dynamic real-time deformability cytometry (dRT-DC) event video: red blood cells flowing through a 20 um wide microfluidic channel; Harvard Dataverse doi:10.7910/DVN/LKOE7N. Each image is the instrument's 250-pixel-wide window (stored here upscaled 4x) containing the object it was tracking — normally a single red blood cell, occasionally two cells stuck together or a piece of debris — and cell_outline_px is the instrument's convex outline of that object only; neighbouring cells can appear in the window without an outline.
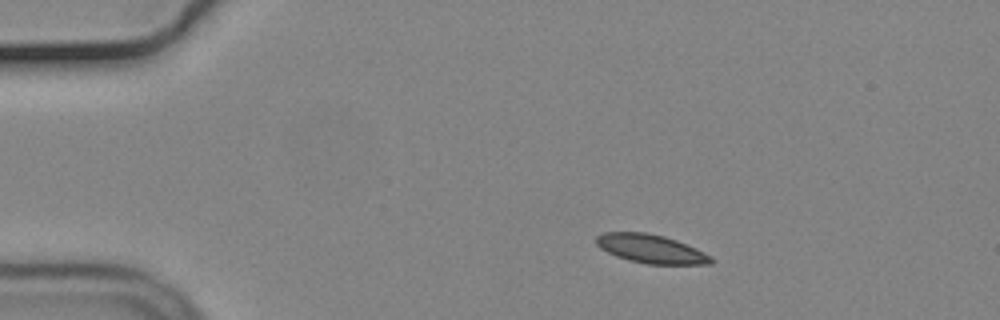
{"species": "common noctule bat (a hibernating species)", "species_latin": "Nyctalus noctula", "temperature_condition": "cold", "stored_images_in_passage": 47, "camera_frame_rate_fps": 3000, "um_per_image_px": 0.085, "animal": {"sex": "male", "body_mass_g": 19.2, "forearm_length_mm": 51.8}, "frame": {"image": 1, "passage_image": 1, "time_ms": 0.0, "image_size_px": [1000, 320], "cell_outline_px": [[716, 260], [712, 264], [648, 264], [628, 260], [616, 256], [600, 248], [596, 244], [596, 236], [604, 232], [644, 232], [664, 236], [676, 240], [696, 248], [712, 256]], "centroid_in_image_um": [55.35, 21.15], "position_along_channel_um": 29.6, "area_um2": 19.25}}
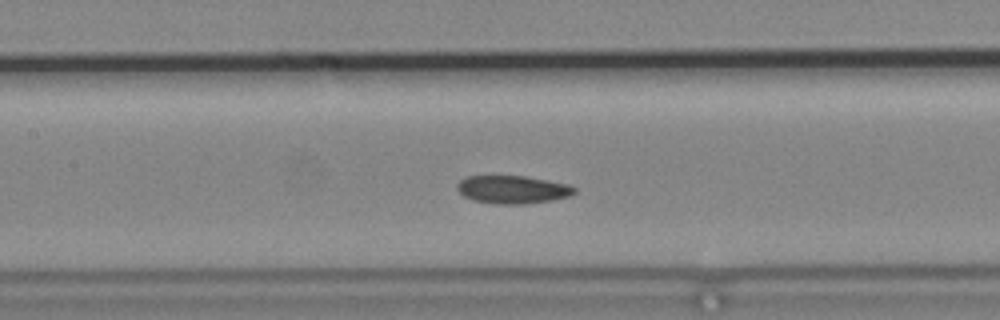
{"frame": {"image": 2, "passage_image": 17, "time_ms": 5.333, "image_size_px": [1000, 320], "cell_outline_px": [[576, 192], [572, 196], [552, 200], [524, 204], [496, 204], [472, 200], [464, 196], [456, 188], [456, 184], [460, 180], [468, 176], [524, 176], [568, 184], [576, 188]], "centroid_in_image_um": [43.58, 16.12], "position_along_channel_um": 163.8, "area_um2": 19.19}}
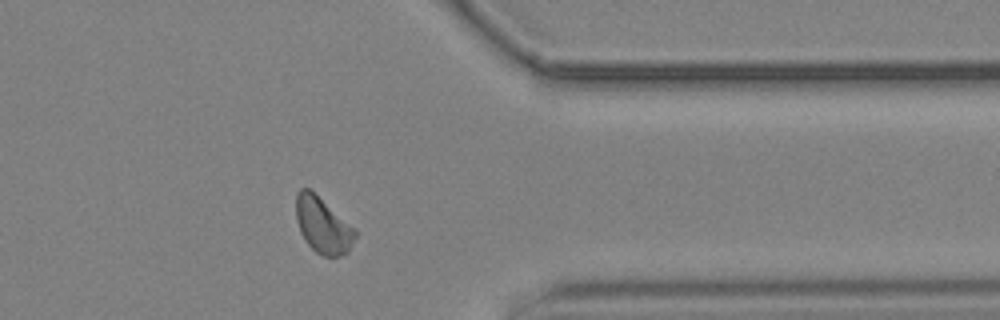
{"frame": {"image": 3, "passage_image": 36, "time_ms": 11.667, "image_size_px": [1000, 320], "cell_outline_px": [[356, 236], [348, 252], [340, 256], [324, 256], [316, 252], [304, 240], [300, 232], [296, 220], [296, 196], [300, 188], [308, 188], [356, 228]], "centroid_in_image_um": [27.44, 19.16], "position_along_channel_um": 384.0, "area_um2": 19.19}, "authors_computed_cell_mechanics": {"area_um2": 19.2474, "velocity_mm_per_s": 3.6636, "shape_relaxation_time_tau1_ms": 4.8215, "shape_relaxation_time_tau2_ms": 8.1366, "deformation_change_tau1": 0.1076, "deformation_change_tau2": 0.1049}}